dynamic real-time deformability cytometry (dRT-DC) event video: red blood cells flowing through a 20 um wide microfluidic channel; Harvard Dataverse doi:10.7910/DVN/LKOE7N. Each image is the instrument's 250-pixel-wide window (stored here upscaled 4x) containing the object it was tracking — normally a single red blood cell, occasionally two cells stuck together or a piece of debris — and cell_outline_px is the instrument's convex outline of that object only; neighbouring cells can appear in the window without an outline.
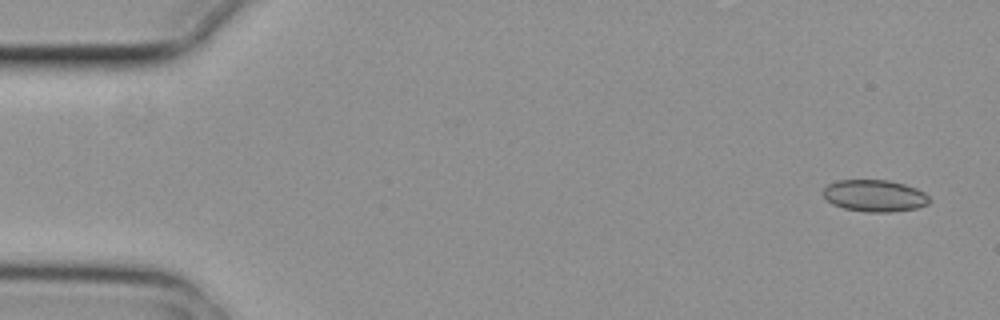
{"species": "common noctule bat (a hibernating species)", "species_latin": "Nyctalus noctula", "temperature_condition": "cold", "stored_images_in_passage": 7, "camera_frame_rate_fps": 3000, "um_per_image_px": 0.085, "animal": {"sex": "female", "body_mass_g": 29.2, "forearm_length_mm": 56.3}, "frame": {"image": 1, "passage_image": 1, "time_ms": 0.0, "image_size_px": [1000, 320], "cell_outline_px": [[932, 200], [928, 204], [916, 208], [888, 212], [868, 212], [844, 208], [832, 204], [824, 196], [824, 188], [828, 184], [836, 180], [888, 180], [904, 184], [916, 188], [924, 192]], "centroid_in_image_um": [74.36, 16.63], "position_along_channel_um": 10.6, "area_um2": 19.65}}
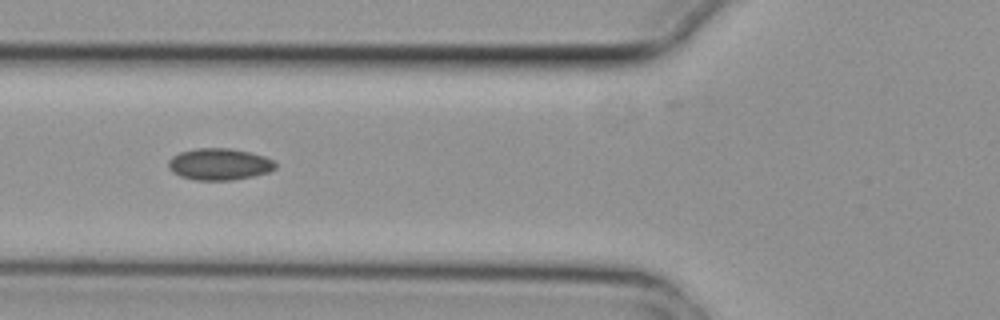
{"frame": {"image": 2, "passage_image": 6, "time_ms": 1.667, "image_size_px": [1000, 320], "cell_outline_px": [[276, 168], [268, 172], [252, 176], [232, 180], [196, 180], [180, 176], [172, 172], [168, 168], [168, 160], [172, 156], [180, 152], [196, 148], [232, 148], [264, 156], [272, 160], [276, 164]], "centroid_in_image_um": [18.61, 13.95], "position_along_channel_um": 107.2, "area_um2": 19.77}}
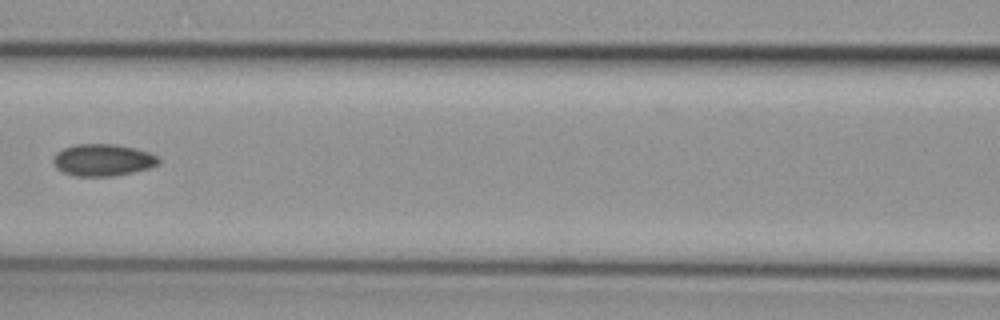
{"frame": {"image": 3, "passage_image": 7, "time_ms": 2.0, "image_size_px": [1000, 320], "cell_outline_px": [[160, 164], [148, 168], [132, 172], [112, 176], [76, 176], [64, 172], [56, 168], [52, 164], [52, 156], [56, 152], [64, 148], [76, 144], [116, 144], [136, 148], [148, 152], [156, 156], [160, 160]], "centroid_in_image_um": [8.71, 13.59], "position_along_channel_um": 157.9, "area_um2": 19.71}}